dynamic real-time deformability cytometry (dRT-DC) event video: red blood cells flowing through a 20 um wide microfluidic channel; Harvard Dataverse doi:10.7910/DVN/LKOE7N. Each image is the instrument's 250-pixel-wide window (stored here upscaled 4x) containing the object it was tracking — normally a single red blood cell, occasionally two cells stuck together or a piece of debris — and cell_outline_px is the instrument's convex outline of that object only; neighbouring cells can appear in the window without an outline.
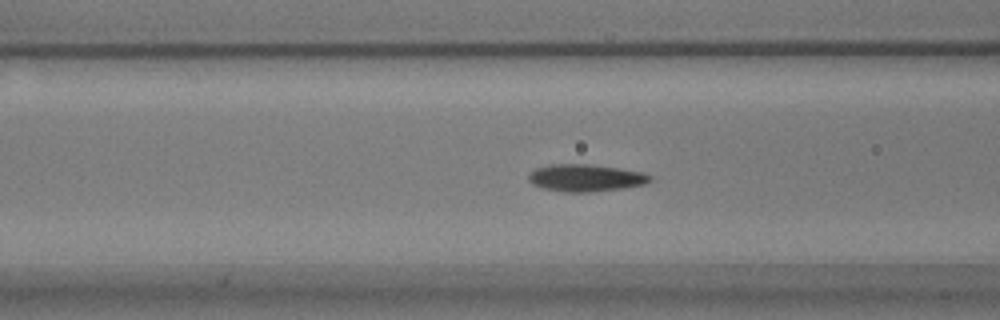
{"species": "common noctule bat (a hibernating species)", "species_latin": "Nyctalus noctula", "temperature_condition": "warm", "stored_images_in_passage": 42, "camera_frame_rate_fps": 3000, "um_per_image_px": 0.085, "animal": {"sex": "male", "body_mass_g": 17.9}, "frame": {"image": 1, "passage_image": 6, "time_ms": 1.667, "image_size_px": [1000, 320], "cell_outline_px": [[652, 180], [644, 184], [624, 188], [592, 192], [564, 192], [544, 188], [532, 184], [528, 180], [528, 176], [536, 168], [548, 164], [588, 164], [620, 168], [644, 172], [652, 176]], "centroid_in_image_um": [49.8, 15.12], "position_along_channel_um": 116.8, "area_um2": 19.36}}
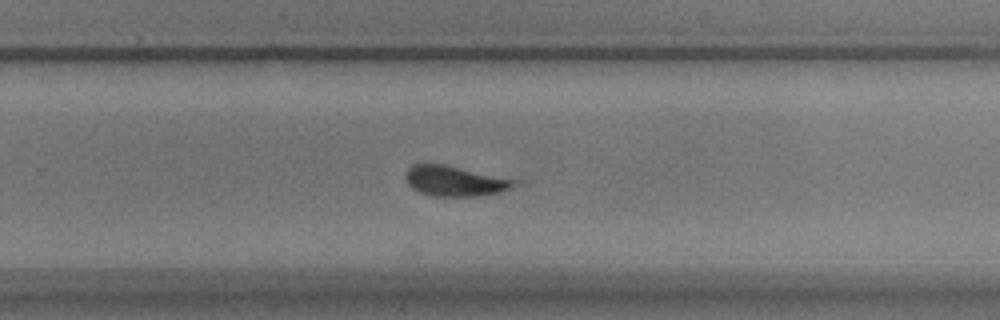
{"frame": {"image": 2, "passage_image": 21, "time_ms": 6.667, "image_size_px": [1000, 320], "cell_outline_px": [[516, 180], [508, 188], [500, 192], [476, 196], [432, 196], [420, 192], [412, 188], [408, 184], [404, 176], [408, 168], [412, 164], [444, 164]], "centroid_in_image_um": [38.56, 15.38], "position_along_channel_um": 291.2, "area_um2": 18.79}}
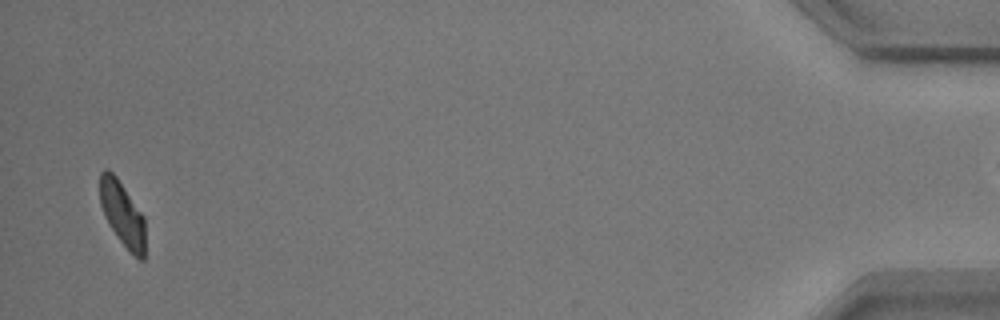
{"frame": {"image": 3, "passage_image": 40, "time_ms": 13.0, "image_size_px": [1000, 320], "cell_outline_px": [[144, 260], [140, 260], [120, 240], [108, 224], [104, 216], [100, 204], [100, 172], [104, 168], [108, 168], [116, 176], [144, 216]], "centroid_in_image_um": [10.37, 18.12], "position_along_channel_um": 424.8, "area_um2": 16.82}, "authors_computed_cell_mechanics": {"area_um2": 18.7272, "velocity_mm_per_s": 3.4931, "shape_relaxation_time_tau1_ms": 3.0197, "shape_relaxation_time_tau2_ms": 3.954, "deformation_change_tau1": 0.1208, "deformation_change_tau2": 0.074}}